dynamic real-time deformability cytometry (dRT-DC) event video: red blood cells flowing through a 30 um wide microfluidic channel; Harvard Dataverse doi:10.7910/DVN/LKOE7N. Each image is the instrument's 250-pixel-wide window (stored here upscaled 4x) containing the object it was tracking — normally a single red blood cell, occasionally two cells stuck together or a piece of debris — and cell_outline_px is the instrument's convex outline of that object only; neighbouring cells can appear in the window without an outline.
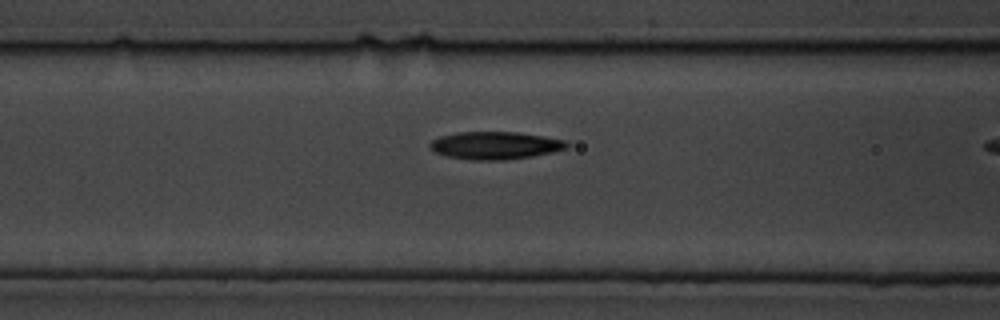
{"species": "common noctule bat (a hibernating species)", "species_latin": "Nyctalus noctula", "temperature_condition": "cold", "stored_images_in_passage": 21, "camera_frame_rate_fps": 3000, "um_per_image_px": 0.085, "animal": {"sex": "male", "body_mass_g": 19.5, "forearm_length_mm": 54.6}, "frame": {"image": 1, "passage_image": 19, "time_ms": 6.0, "image_size_px": [1000, 320], "cell_outline_px": [[568, 148], [552, 152], [532, 156], [504, 160], [472, 160], [448, 156], [436, 152], [428, 144], [432, 140], [440, 136], [460, 132], [516, 132], [544, 136], [568, 140]], "centroid_in_image_um": [42.13, 12.36], "position_along_channel_um": 124.5, "area_um2": 21.96}}